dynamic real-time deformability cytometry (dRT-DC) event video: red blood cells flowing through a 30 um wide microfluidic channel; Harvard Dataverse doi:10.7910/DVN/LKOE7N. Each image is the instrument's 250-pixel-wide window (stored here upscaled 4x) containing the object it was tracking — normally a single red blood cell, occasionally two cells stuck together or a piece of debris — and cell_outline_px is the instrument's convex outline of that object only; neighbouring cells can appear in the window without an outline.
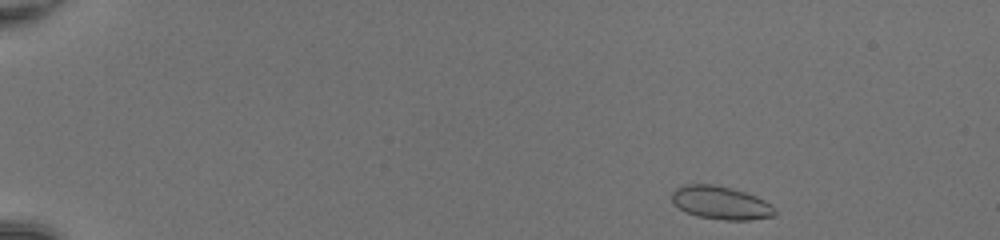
{"species": "common noctule bat (a hibernating species)", "species_latin": "Nyctalus noctula", "temperature_condition": "room temperature", "stored_images_in_passage": 21, "camera_frame_rate_fps": 3000, "um_per_image_px": 0.085, "animal": {"sex": "female", "body_mass_g": 20.0, "forearm_length_mm": 54.0}, "frame": {"image": 1, "passage_image": 1, "time_ms": 0.0, "image_size_px": [1000, 240], "cell_outline_px": [[776, 216], [748, 220], [724, 220], [696, 216], [680, 208], [672, 200], [672, 192], [676, 188], [684, 184], [712, 184], [732, 188], [756, 196], [764, 200], [776, 208]], "centroid_in_image_um": [61.3, 17.24], "position_along_channel_um": 23.7, "area_um2": 19.88}}
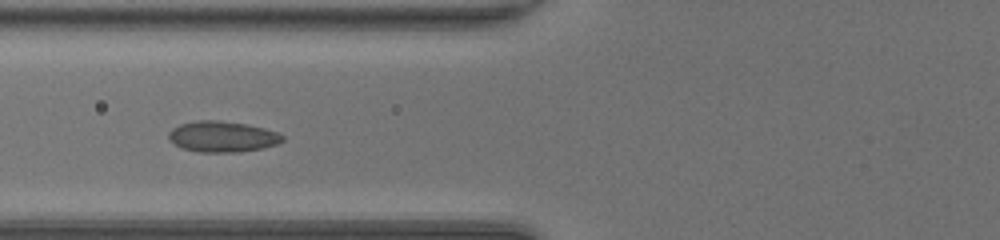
{"frame": {"image": 2, "passage_image": 16, "time_ms": 5.0, "image_size_px": [1000, 240], "cell_outline_px": [[284, 140], [276, 144], [264, 148], [236, 152], [200, 152], [184, 148], [168, 140], [168, 132], [172, 128], [180, 124], [196, 120], [220, 120], [244, 124], [264, 128], [276, 132], [284, 136]], "centroid_in_image_um": [18.88, 11.61], "position_along_channel_um": 106.9, "area_um2": 20.4}}
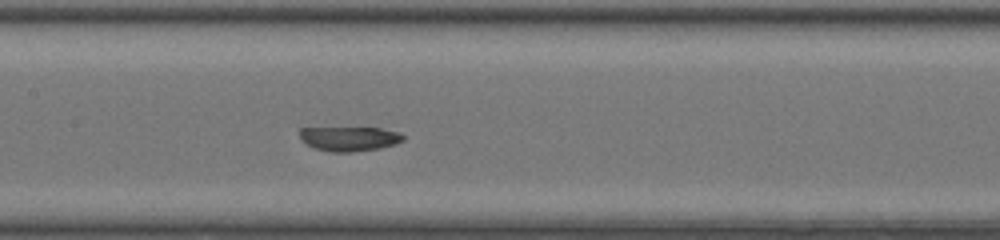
{"frame": {"image": 3, "passage_image": 21, "time_ms": 6.667, "image_size_px": [1000, 240], "cell_outline_px": [[404, 140], [396, 144], [380, 148], [352, 152], [328, 152], [312, 148], [300, 136], [300, 128], [380, 128], [400, 132], [404, 136]], "centroid_in_image_um": [29.73, 11.8], "position_along_channel_um": 177.7, "area_um2": 14.8}}